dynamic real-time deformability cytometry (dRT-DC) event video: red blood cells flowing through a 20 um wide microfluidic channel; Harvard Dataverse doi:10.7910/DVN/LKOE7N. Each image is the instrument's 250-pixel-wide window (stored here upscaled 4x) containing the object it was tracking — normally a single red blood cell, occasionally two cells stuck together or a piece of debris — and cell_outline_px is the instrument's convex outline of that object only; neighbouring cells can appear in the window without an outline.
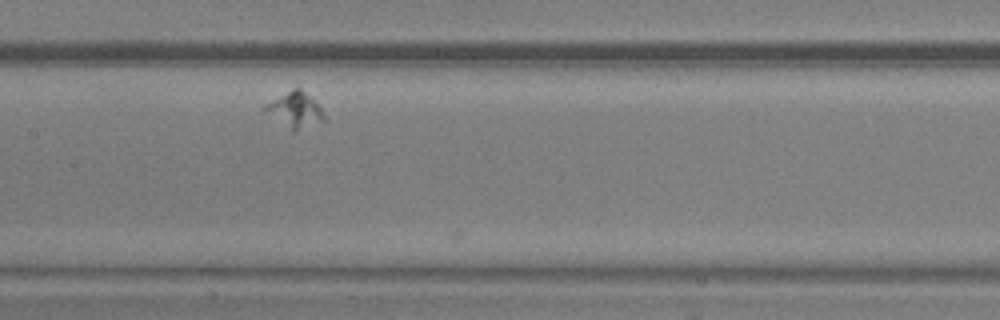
{"species": "common noctule bat (a hibernating species)", "species_latin": "Nyctalus noctula", "temperature_condition": "warm", "stored_images_in_passage": 13, "camera_frame_rate_fps": 3000, "um_per_image_px": 0.085, "animal": {"sex": "male", "body_mass_g": 20.5, "forearm_length_mm": 52.5}, "frame": {"image": 1, "passage_image": 12, "time_ms": 3.667, "image_size_px": [1000, 320], "cell_outline_px": [[324, 120], [296, 132], [292, 132], [260, 108], [264, 104], [292, 88], [300, 88], [320, 108], [324, 116]], "centroid_in_image_um": [25.0, 9.36], "position_along_channel_um": 182.4, "area_um2": 12.08}}